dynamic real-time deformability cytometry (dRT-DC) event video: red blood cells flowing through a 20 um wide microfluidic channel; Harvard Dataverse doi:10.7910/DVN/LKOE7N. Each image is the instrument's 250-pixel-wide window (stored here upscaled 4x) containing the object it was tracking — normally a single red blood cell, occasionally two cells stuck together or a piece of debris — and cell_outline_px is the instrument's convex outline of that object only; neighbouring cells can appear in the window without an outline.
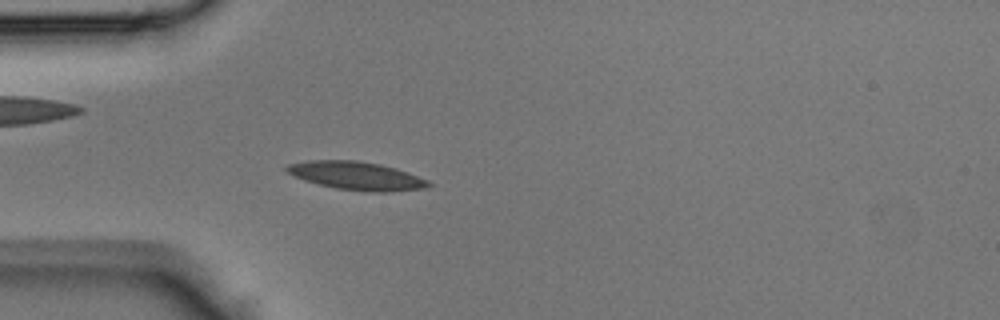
{"species": "Egyptian fruit bat (a non-hibernating species)", "species_latin": "Rousettus aegyptiacus", "temperature_condition": "room temperature", "stored_images_in_passage": 31, "camera_frame_rate_fps": 3000, "um_per_image_px": 0.085, "animal": {"sex": "male"}, "frame": {"image": 1, "passage_image": 1, "time_ms": 0.0, "image_size_px": [1000, 320], "cell_outline_px": [[432, 184], [424, 188], [388, 192], [364, 192], [336, 188], [304, 180], [288, 172], [284, 168], [288, 164], [308, 160], [356, 160], [380, 164], [396, 168], [408, 172], [428, 180]], "centroid_in_image_um": [30.32, 14.94], "position_along_channel_um": 54.7, "area_um2": 23.29}}
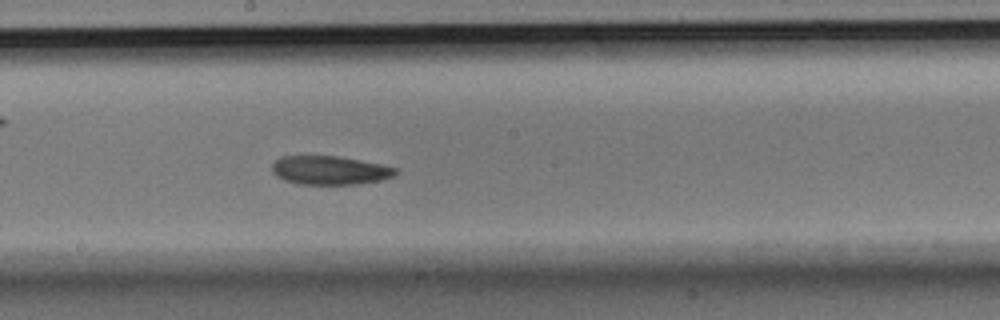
{"frame": {"image": 2, "passage_image": 12, "time_ms": 3.667, "image_size_px": [1000, 320], "cell_outline_px": [[400, 168], [392, 176], [380, 180], [356, 184], [300, 184], [284, 180], [276, 176], [272, 172], [272, 164], [280, 156], [336, 156], [384, 164]], "centroid_in_image_um": [28.03, 14.47], "position_along_channel_um": 220.2, "area_um2": 20.69}}
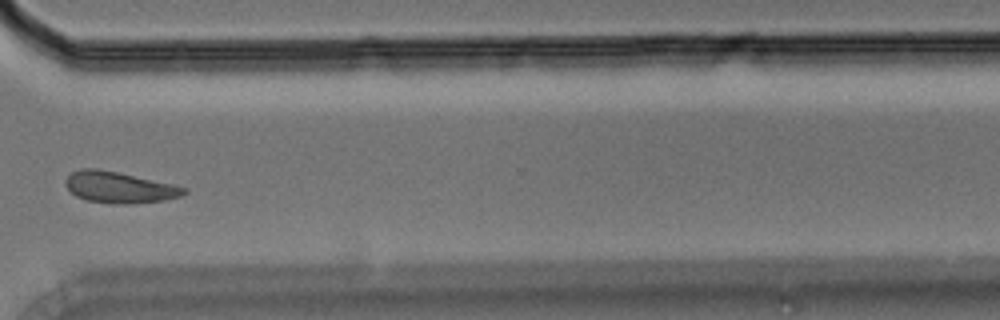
{"frame": {"image": 3, "passage_image": 21, "time_ms": 6.667, "image_size_px": [1000, 320], "cell_outline_px": [[188, 192], [180, 196], [168, 200], [128, 204], [116, 204], [84, 200], [76, 196], [64, 184], [64, 180], [72, 172], [80, 168], [96, 168], [116, 172], [172, 184], [188, 188]], "centroid_in_image_um": [10.13, 15.93], "position_along_channel_um": 360.5, "area_um2": 21.56}}